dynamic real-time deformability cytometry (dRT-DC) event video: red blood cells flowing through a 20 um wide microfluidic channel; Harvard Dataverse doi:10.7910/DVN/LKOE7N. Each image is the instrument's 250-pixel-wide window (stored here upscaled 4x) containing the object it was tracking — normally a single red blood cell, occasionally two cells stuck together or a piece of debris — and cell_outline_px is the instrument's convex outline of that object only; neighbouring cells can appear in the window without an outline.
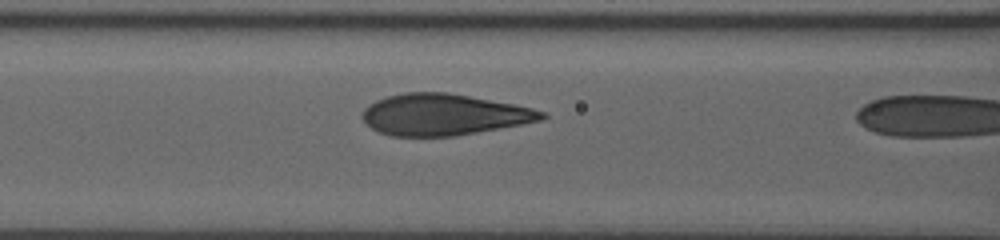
{"species": "human", "species_latin": "Homo sapiens", "temperature_condition": "room temperature", "stored_images_in_passage": 20, "camera_frame_rate_fps": 3000, "um_per_image_px": 0.085, "donor": {"sex": "male"}, "frame": {"image": 1, "passage_image": 19, "time_ms": 6.0, "image_size_px": [1000, 240], "cell_outline_px": [[548, 116], [540, 120], [524, 124], [456, 136], [392, 136], [380, 132], [372, 128], [360, 116], [364, 108], [368, 104], [376, 100], [388, 96], [404, 92], [448, 92], [512, 104], [532, 108], [544, 112]], "centroid_in_image_um": [37.69, 9.74], "position_along_channel_um": 128.9, "area_um2": 43.12}}